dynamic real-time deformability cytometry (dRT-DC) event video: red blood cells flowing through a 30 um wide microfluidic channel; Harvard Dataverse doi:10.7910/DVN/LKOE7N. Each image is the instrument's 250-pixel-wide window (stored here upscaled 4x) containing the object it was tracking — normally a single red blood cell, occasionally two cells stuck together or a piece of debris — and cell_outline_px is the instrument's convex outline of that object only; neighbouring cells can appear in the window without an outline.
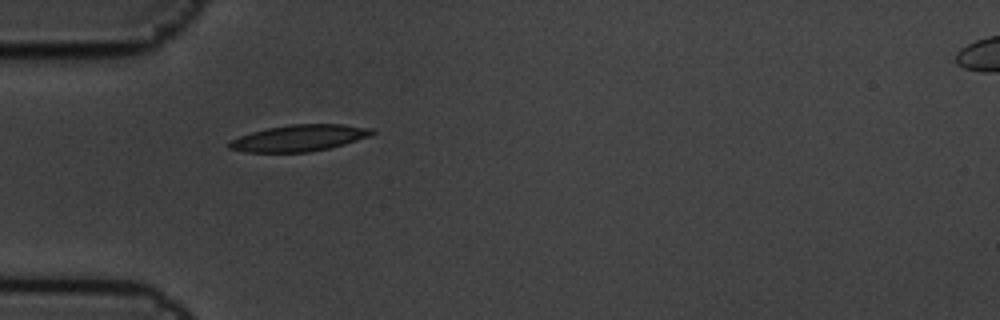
{"species": "common noctule bat (a hibernating species)", "species_latin": "Nyctalus noctula", "temperature_condition": "cold", "stored_images_in_passage": 7, "camera_frame_rate_fps": 3000, "um_per_image_px": 0.085, "animal": {"sex": "male", "body_mass_g": 19.5, "forearm_length_mm": 54.6}, "frame": {"image": 1, "passage_image": 6, "time_ms": 1.667, "image_size_px": [1000, 320], "cell_outline_px": [[376, 132], [368, 136], [344, 144], [328, 148], [308, 152], [244, 152], [228, 148], [228, 144], [232, 140], [240, 136], [252, 132], [268, 128], [292, 124], [344, 124], [376, 128]], "centroid_in_image_um": [25.47, 11.72], "position_along_channel_um": 59.5, "area_um2": 21.91}}